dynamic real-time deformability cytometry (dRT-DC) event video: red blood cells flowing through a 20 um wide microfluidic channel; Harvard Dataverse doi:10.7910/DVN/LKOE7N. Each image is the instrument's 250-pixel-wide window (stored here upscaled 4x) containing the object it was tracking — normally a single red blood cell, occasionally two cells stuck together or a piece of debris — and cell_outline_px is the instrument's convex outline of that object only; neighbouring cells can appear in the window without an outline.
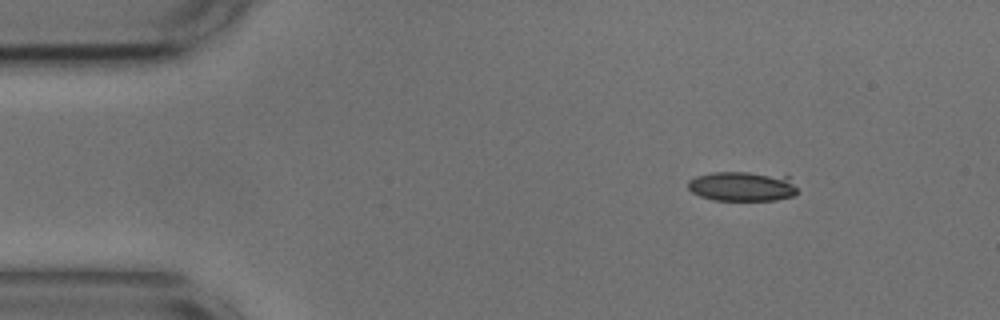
{"species": "common noctule bat (a hibernating species)", "species_latin": "Nyctalus noctula", "temperature_condition": "cold", "stored_images_in_passage": 9, "camera_frame_rate_fps": 3000, "um_per_image_px": 0.085, "animal": {"sex": "male", "body_mass_g": 17.9, "forearm_length_mm": 54.2}, "frame": {"image": 1, "passage_image": 1, "time_ms": 0.0, "image_size_px": [1000, 320], "cell_outline_px": [[796, 192], [792, 196], [776, 200], [716, 200], [700, 196], [692, 192], [688, 188], [688, 180], [696, 176], [712, 172], [748, 172], [788, 176], [796, 188]], "centroid_in_image_um": [63.07, 15.83], "position_along_channel_um": 21.9, "area_um2": 18.84}}